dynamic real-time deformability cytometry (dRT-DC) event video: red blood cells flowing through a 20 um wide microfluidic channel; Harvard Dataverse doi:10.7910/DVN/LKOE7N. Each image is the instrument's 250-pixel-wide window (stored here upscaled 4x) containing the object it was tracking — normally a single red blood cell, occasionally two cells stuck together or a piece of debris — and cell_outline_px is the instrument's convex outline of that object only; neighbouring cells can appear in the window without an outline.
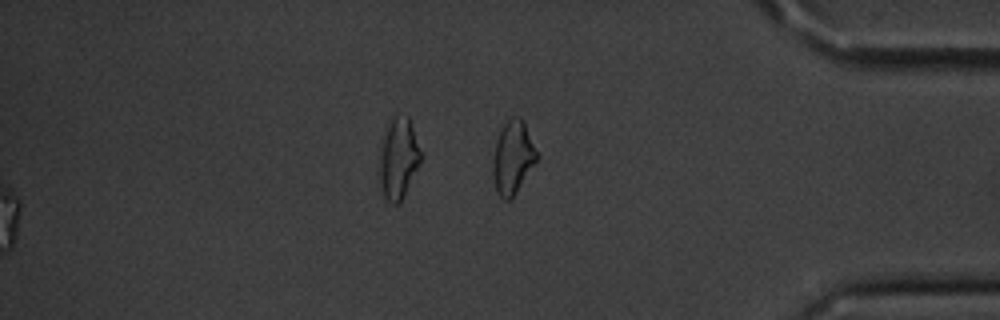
{"species": "common noctule bat (a hibernating species)", "species_latin": "Nyctalus noctula", "temperature_condition": "cold", "stored_images_in_passage": 57, "segment_of_instrument_passage": [2, 2], "camera_frame_rate_fps": 3000, "um_per_image_px": 0.085, "animal": {"sex": "male", "body_mass_g": 20.1, "forearm_length_mm": 53.5}, "frame": {"image": 1, "passage_image": 57, "time_ms": 18.667, "image_size_px": [1000, 320], "cell_outline_px": [[540, 156], [516, 192], [508, 200], [504, 200], [496, 192], [492, 172], [492, 160], [496, 140], [504, 124], [512, 116], [516, 116], [524, 120]], "centroid_in_image_um": [43.6, 13.36], "position_along_channel_um": 391.6, "area_um2": 18.84}}